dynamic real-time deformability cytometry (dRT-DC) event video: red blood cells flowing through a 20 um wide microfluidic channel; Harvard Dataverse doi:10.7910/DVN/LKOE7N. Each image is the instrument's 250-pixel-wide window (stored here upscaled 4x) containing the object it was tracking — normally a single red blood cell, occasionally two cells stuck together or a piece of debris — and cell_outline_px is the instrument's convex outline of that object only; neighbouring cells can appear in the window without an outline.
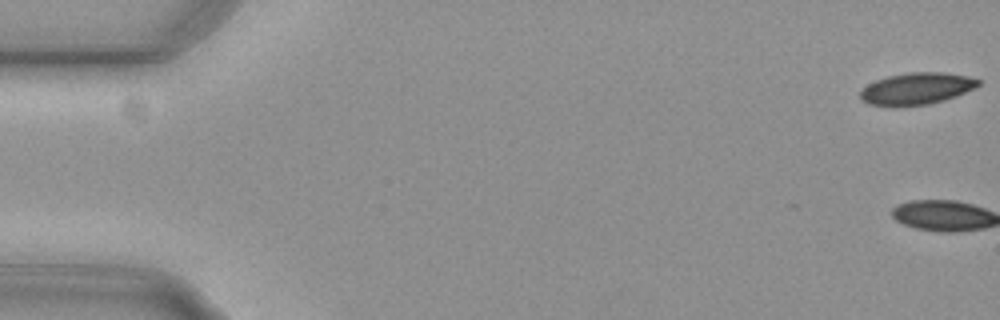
{"species": "common noctule bat (a hibernating species)", "species_latin": "Nyctalus noctula", "temperature_condition": "cold", "stored_images_in_passage": 2, "camera_frame_rate_fps": 3000, "um_per_image_px": 0.085, "animal": {"sex": "female", "body_mass_g": 29.2, "forearm_length_mm": 56.3}, "frame": {"image": 1, "passage_image": 1, "time_ms": 0.0, "image_size_px": [1000, 320], "cell_outline_px": [[980, 84], [956, 96], [944, 100], [928, 104], [868, 104], [860, 100], [860, 92], [868, 84], [876, 80], [888, 76], [908, 72], [944, 72], [968, 76], [980, 80]], "centroid_in_image_um": [77.92, 7.49], "position_along_channel_um": 7.1, "area_um2": 21.27}}